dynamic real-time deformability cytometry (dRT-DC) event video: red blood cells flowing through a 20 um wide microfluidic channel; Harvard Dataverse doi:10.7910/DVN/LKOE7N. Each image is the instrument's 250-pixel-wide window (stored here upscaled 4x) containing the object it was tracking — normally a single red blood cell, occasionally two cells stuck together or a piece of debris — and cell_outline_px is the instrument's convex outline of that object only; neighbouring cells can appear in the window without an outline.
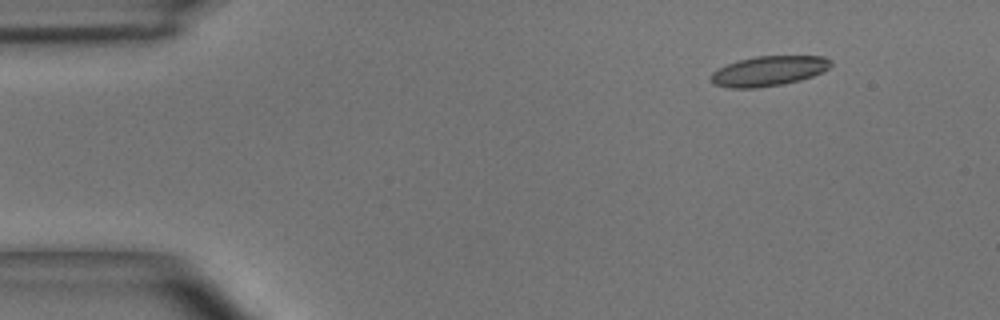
{"species": "common noctule bat (a hibernating species)", "species_latin": "Nyctalus noctula", "temperature_condition": "room temperature", "stored_images_in_passage": 4, "camera_frame_rate_fps": 3000, "um_per_image_px": 0.085, "animal": {"sex": "male", "body_mass_g": 15.6}, "frame": {"image": 1, "passage_image": 1, "time_ms": 0.0, "image_size_px": [1000, 320], "cell_outline_px": [[832, 64], [824, 72], [800, 80], [784, 84], [756, 88], [728, 88], [712, 84], [712, 72], [716, 68], [740, 60], [756, 56], [824, 56], [832, 60]], "centroid_in_image_um": [65.35, 6.04], "position_along_channel_um": 19.7, "area_um2": 21.04}}
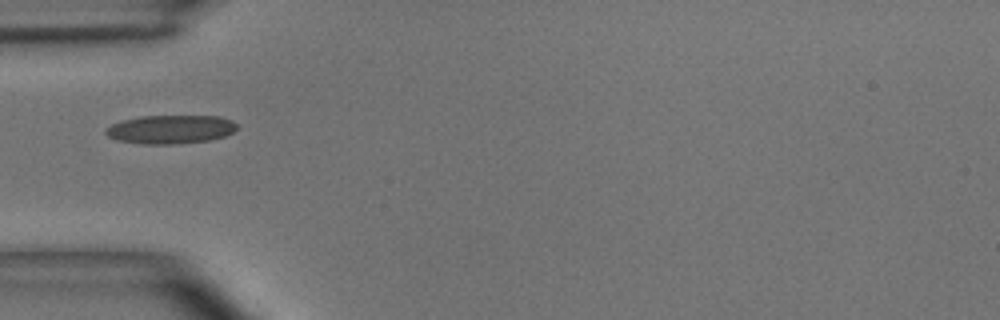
{"frame": {"image": 2, "passage_image": 4, "time_ms": 1.0, "image_size_px": [1000, 320], "cell_outline_px": [[236, 128], [232, 132], [224, 136], [208, 140], [176, 144], [140, 144], [116, 140], [108, 136], [104, 132], [104, 128], [120, 120], [140, 116], [220, 116], [232, 120], [236, 124]], "centroid_in_image_um": [14.44, 10.99], "position_along_channel_um": 70.6, "area_um2": 22.02}}